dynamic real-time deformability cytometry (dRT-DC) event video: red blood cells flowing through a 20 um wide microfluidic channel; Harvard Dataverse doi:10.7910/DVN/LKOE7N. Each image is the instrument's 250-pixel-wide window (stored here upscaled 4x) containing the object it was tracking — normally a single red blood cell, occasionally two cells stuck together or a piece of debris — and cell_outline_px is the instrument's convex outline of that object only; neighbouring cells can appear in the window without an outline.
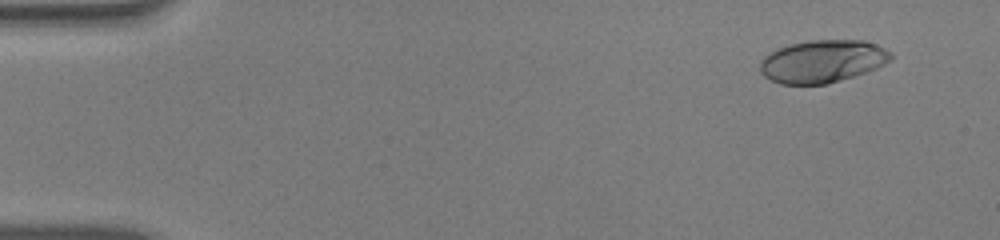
{"species": "human", "species_latin": "Homo sapiens", "temperature_condition": "warm", "stored_images_in_passage": 53, "camera_frame_rate_fps": 3000, "um_per_image_px": 0.085, "donor": {"sex": "male"}, "frame": {"image": 1, "passage_image": 4, "time_ms": 1.0, "image_size_px": [1000, 240], "cell_outline_px": [[892, 60], [876, 68], [840, 80], [824, 84], [780, 84], [764, 76], [760, 72], [760, 60], [764, 56], [780, 48], [792, 44], [808, 40], [864, 40], [876, 44], [892, 52]], "centroid_in_image_um": [69.92, 5.2], "position_along_channel_um": 15.1, "area_um2": 32.31}}
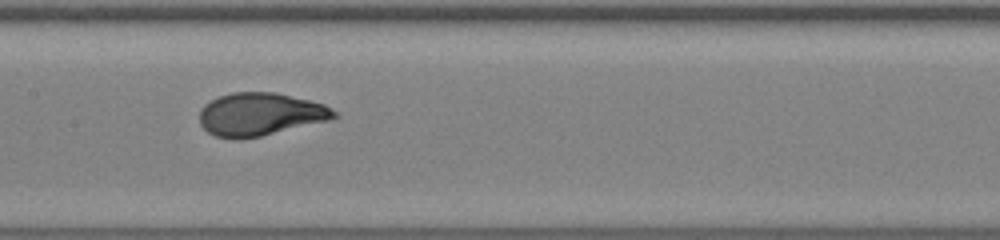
{"frame": {"image": 2, "passage_image": 27, "time_ms": 8.667, "image_size_px": [1000, 240], "cell_outline_px": [[340, 116], [332, 120], [260, 136], [236, 140], [216, 136], [208, 132], [200, 124], [200, 108], [204, 104], [220, 96], [232, 92], [276, 92], [324, 104], [336, 112]], "centroid_in_image_um": [22.13, 9.72], "position_along_channel_um": 185.3, "area_um2": 33.76}}
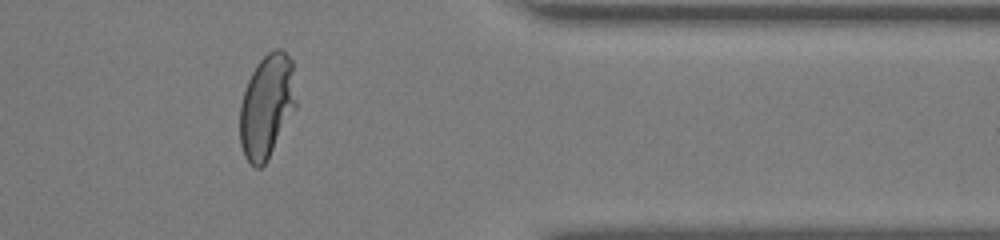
{"frame": {"image": 3, "passage_image": 44, "time_ms": 14.333, "image_size_px": [1000, 240], "cell_outline_px": [[296, 108], [268, 160], [260, 168], [256, 168], [244, 156], [240, 144], [240, 104], [248, 80], [256, 64], [268, 52], [276, 48], [280, 48], [292, 60], [296, 100]], "centroid_in_image_um": [22.68, 9.03], "position_along_channel_um": 388.7, "area_um2": 34.04}, "authors_computed_cell_mechanics": {"area_um2": 33.1772, "velocity_mm_per_s": 3.8857, "shape_relaxation_time_tau1_ms": 4.5382, "shape_relaxation_time_tau2_ms": null, "deformation_change_tau1": 0.2336, "deformation_change_tau2": null}}